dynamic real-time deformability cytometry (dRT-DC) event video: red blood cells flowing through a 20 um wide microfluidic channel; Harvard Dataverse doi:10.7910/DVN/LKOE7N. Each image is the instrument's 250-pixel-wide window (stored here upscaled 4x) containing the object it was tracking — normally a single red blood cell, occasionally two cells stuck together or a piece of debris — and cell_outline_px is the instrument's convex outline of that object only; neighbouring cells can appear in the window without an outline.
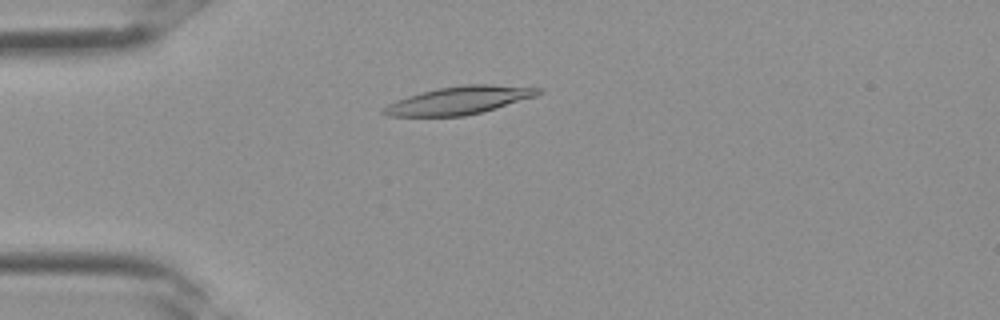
{"species": "Egyptian fruit bat (a non-hibernating species)", "species_latin": "Rousettus aegyptiacus", "temperature_condition": "room temperature", "stored_images_in_passage": 34, "camera_frame_rate_fps": 3000, "um_per_image_px": 0.085, "frame": {"image": 1, "passage_image": 8, "time_ms": 2.333, "image_size_px": [1000, 320], "cell_outline_px": [[544, 92], [536, 96], [496, 108], [464, 116], [388, 116], [380, 112], [388, 104], [396, 100], [420, 92], [436, 88], [468, 84], [492, 84], [544, 88]], "centroid_in_image_um": [39.06, 8.52], "position_along_channel_um": 45.9, "area_um2": 25.14}}
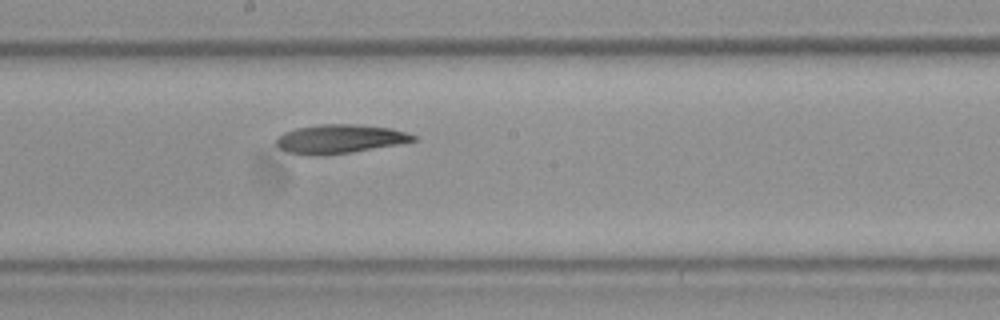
{"frame": {"image": 2, "passage_image": 18, "time_ms": 5.667, "image_size_px": [1000, 320], "cell_outline_px": [[416, 140], [396, 144], [352, 152], [312, 156], [308, 156], [288, 152], [280, 148], [276, 144], [276, 136], [284, 132], [296, 128], [320, 124], [356, 124], [392, 128], [416, 136]], "centroid_in_image_um": [28.81, 11.8], "position_along_channel_um": 219.4, "area_um2": 22.95}}
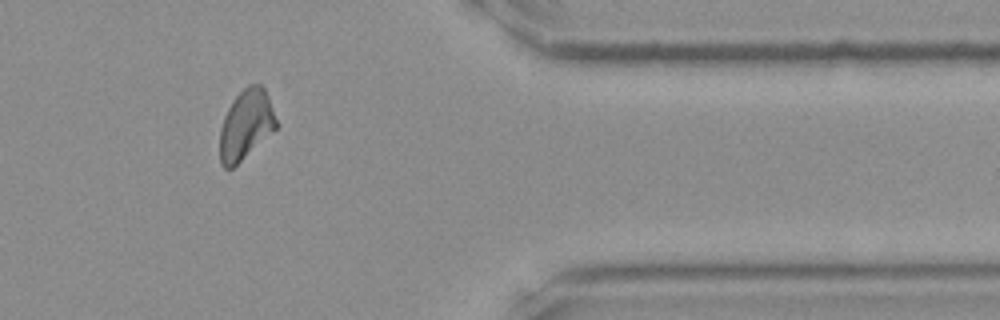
{"frame": {"image": 3, "passage_image": 28, "time_ms": 9.0, "image_size_px": [1000, 320], "cell_outline_px": [[276, 128], [232, 168], [224, 168], [220, 164], [220, 128], [224, 116], [232, 100], [248, 84], [260, 84], [264, 88], [268, 96], [276, 120]], "centroid_in_image_um": [20.87, 10.58], "position_along_channel_um": 390.5, "area_um2": 22.48}}